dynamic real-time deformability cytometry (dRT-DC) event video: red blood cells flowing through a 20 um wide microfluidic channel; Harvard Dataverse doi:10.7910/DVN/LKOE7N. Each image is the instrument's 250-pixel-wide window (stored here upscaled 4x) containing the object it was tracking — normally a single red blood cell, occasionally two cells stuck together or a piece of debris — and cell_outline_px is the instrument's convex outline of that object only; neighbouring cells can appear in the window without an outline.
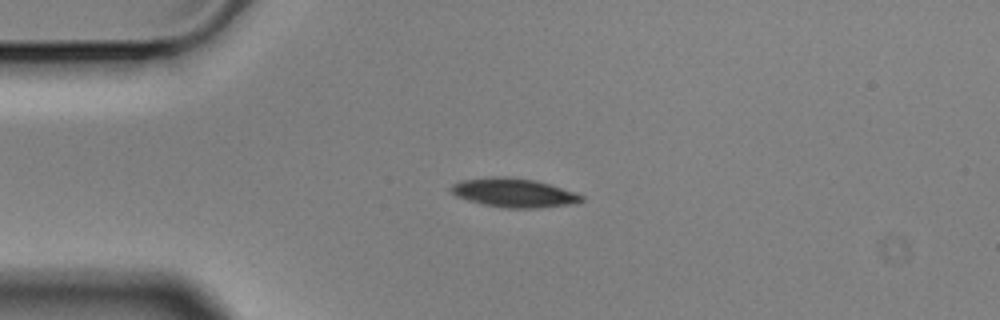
{"species": "Egyptian fruit bat (a non-hibernating species)", "species_latin": "Rousettus aegyptiacus", "temperature_condition": "cold", "stored_images_in_passage": 4, "camera_frame_rate_fps": 3000, "um_per_image_px": 0.085, "animal": {"sex": "male"}, "frame": {"image": 1, "passage_image": 3, "time_ms": 0.667, "image_size_px": [1000, 320], "cell_outline_px": [[584, 200], [576, 204], [540, 208], [504, 208], [484, 204], [468, 200], [456, 196], [448, 188], [452, 184], [460, 180], [488, 176], [512, 176], [536, 180], [576, 192], [584, 196]], "centroid_in_image_um": [43.69, 16.37], "position_along_channel_um": 41.3, "area_um2": 22.48}}